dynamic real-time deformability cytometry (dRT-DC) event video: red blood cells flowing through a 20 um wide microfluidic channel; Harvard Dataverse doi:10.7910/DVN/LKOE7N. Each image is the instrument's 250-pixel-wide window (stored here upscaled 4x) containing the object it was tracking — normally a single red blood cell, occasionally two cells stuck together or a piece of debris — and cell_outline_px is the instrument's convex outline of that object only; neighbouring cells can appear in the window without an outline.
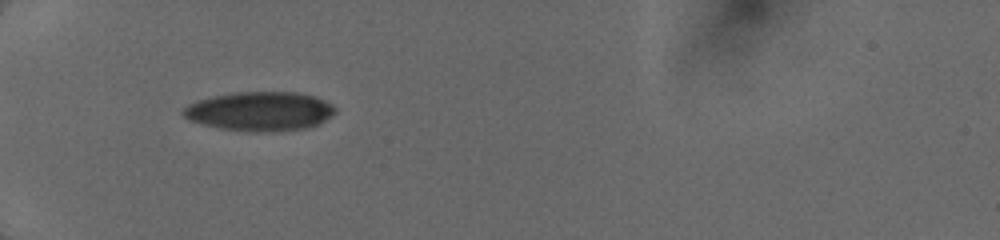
{"species": "human", "species_latin": "Homo sapiens", "temperature_condition": "cold", "stored_images_in_passage": 8, "camera_frame_rate_fps": 3000, "um_per_image_px": 0.085, "donor": {"sex": "female"}, "frame": {"image": 1, "passage_image": 1, "time_ms": 0.0, "image_size_px": [1000, 240], "cell_outline_px": [[336, 112], [320, 124], [304, 128], [256, 132], [220, 128], [204, 124], [192, 120], [184, 116], [180, 112], [188, 104], [196, 100], [212, 96], [236, 92], [296, 92], [312, 96], [332, 104], [336, 108]], "centroid_in_image_um": [22.08, 9.45], "position_along_channel_um": 62.9, "area_um2": 34.33}}